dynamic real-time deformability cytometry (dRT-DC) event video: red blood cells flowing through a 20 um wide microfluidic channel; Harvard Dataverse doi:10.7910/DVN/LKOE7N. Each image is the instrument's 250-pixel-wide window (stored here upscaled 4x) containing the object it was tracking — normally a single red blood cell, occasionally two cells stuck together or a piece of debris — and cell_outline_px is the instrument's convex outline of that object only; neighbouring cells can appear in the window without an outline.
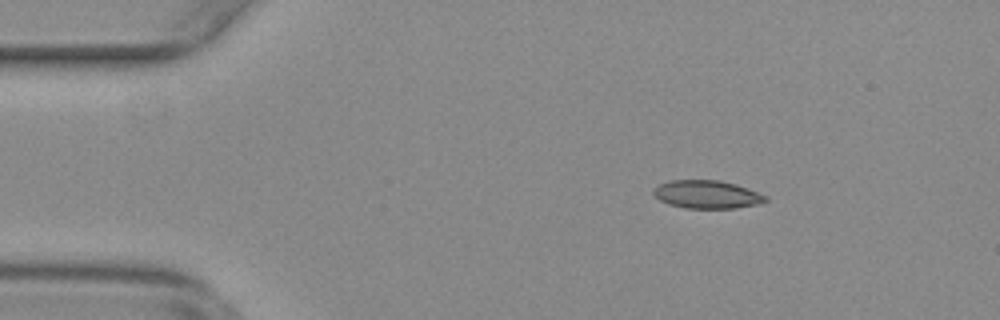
{"species": "common noctule bat (a hibernating species)", "species_latin": "Nyctalus noctula", "temperature_condition": "warm", "stored_images_in_passage": 48, "camera_frame_rate_fps": 3000, "um_per_image_px": 0.085, "animal": {"sex": "female", "body_mass_g": 29.2, "forearm_length_mm": 56.3}, "frame": {"image": 1, "passage_image": 2, "time_ms": 0.333, "image_size_px": [1000, 320], "cell_outline_px": [[768, 200], [760, 204], [736, 208], [684, 208], [668, 204], [660, 200], [652, 192], [652, 188], [668, 180], [720, 180], [736, 184], [748, 188], [768, 196]], "centroid_in_image_um": [60.1, 16.52], "position_along_channel_um": 24.9, "area_um2": 18.55}}
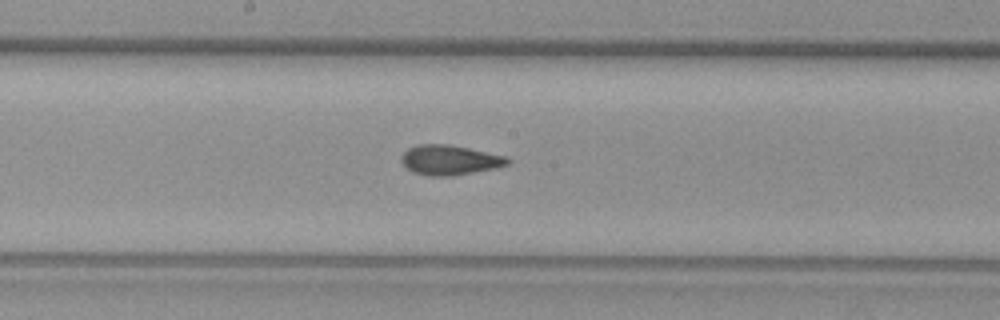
{"frame": {"image": 2, "passage_image": 22, "time_ms": 7.0, "image_size_px": [1000, 320], "cell_outline_px": [[512, 160], [508, 164], [496, 168], [452, 176], [428, 176], [412, 172], [400, 160], [400, 156], [408, 148], [416, 144], [448, 144], [508, 156]], "centroid_in_image_um": [38.23, 13.6], "position_along_channel_um": 210.0, "area_um2": 18.67}}
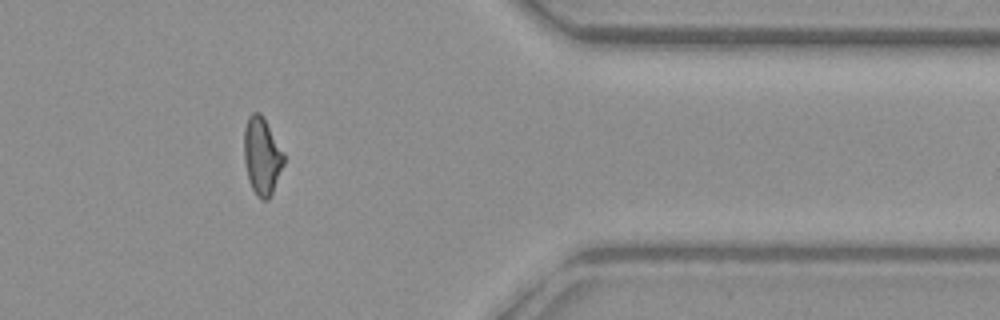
{"frame": {"image": 3, "passage_image": 38, "time_ms": 12.333, "image_size_px": [1000, 320], "cell_outline_px": [[284, 164], [272, 192], [268, 200], [260, 200], [256, 196], [248, 180], [244, 160], [244, 128], [248, 116], [252, 112], [260, 112], [284, 152]], "centroid_in_image_um": [22.25, 13.27], "position_along_channel_um": 389.2, "area_um2": 17.98}, "authors_computed_cell_mechanics": {"area_um2": 18.4093, "velocity_mm_per_s": 3.7857, "shape_relaxation_time_tau1_ms": 9.5437, "shape_relaxation_time_tau2_ms": 1.4035, "deformation_change_tau1": 0.2282, "deformation_change_tau2": 0.0682}}